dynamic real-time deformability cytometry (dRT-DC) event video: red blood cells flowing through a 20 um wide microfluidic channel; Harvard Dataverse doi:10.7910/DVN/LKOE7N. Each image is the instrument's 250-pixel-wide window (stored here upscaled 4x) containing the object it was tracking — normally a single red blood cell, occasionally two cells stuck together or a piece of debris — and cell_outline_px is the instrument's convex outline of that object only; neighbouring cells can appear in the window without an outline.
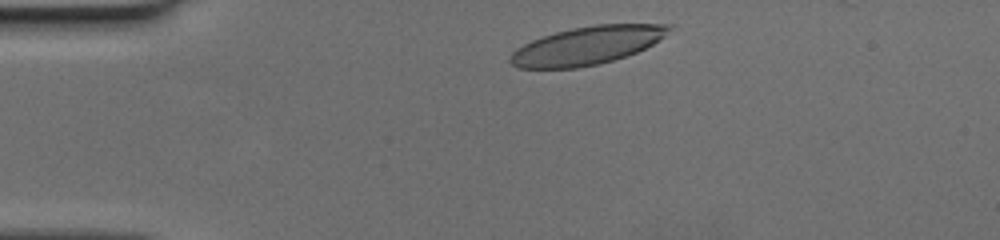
{"species": "human", "species_latin": "Homo sapiens", "temperature_condition": "cold", "stored_images_in_passage": 45, "camera_frame_rate_fps": 3000, "um_per_image_px": 0.085, "donor": {"sex": "female"}, "frame": {"image": 1, "passage_image": 3, "time_ms": 0.667, "image_size_px": [1000, 240], "cell_outline_px": [[676, 24], [660, 40], [636, 52], [600, 64], [576, 68], [516, 68], [508, 60], [508, 56], [516, 48], [532, 40], [556, 32], [572, 28], [596, 24]], "centroid_in_image_um": [49.89, 3.87], "position_along_channel_um": 35.1, "area_um2": 35.2}}
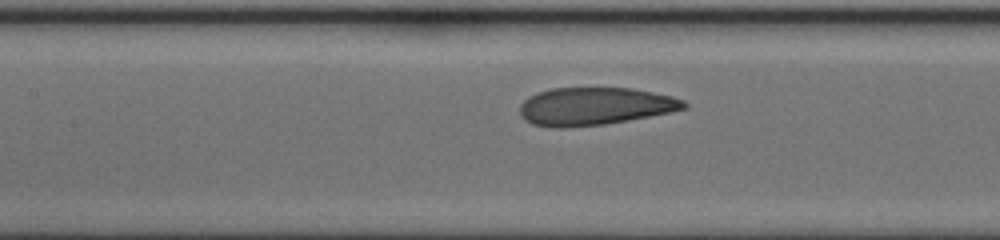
{"frame": {"image": 2, "passage_image": 16, "time_ms": 5.0, "image_size_px": [1000, 240], "cell_outline_px": [[688, 108], [672, 112], [628, 120], [604, 124], [564, 128], [552, 128], [532, 124], [524, 120], [520, 116], [520, 104], [528, 96], [536, 92], [552, 88], [632, 88], [672, 96], [684, 100], [688, 104]], "centroid_in_image_um": [50.53, 9.04], "position_along_channel_um": 156.9, "area_um2": 36.41}}
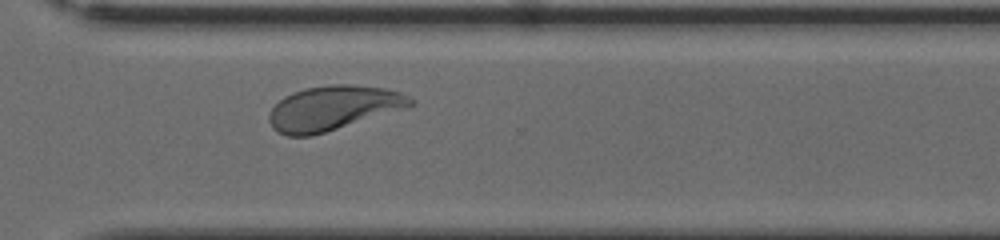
{"frame": {"image": 3, "passage_image": 30, "time_ms": 9.667, "image_size_px": [1000, 240], "cell_outline_px": [[416, 104], [408, 108], [312, 136], [288, 136], [276, 132], [272, 128], [268, 120], [268, 116], [272, 108], [284, 96], [292, 92], [304, 88], [328, 84], [352, 84], [388, 88], [400, 92], [416, 100]], "centroid_in_image_um": [28.34, 9.18], "position_along_channel_um": 342.3, "area_um2": 37.22}}